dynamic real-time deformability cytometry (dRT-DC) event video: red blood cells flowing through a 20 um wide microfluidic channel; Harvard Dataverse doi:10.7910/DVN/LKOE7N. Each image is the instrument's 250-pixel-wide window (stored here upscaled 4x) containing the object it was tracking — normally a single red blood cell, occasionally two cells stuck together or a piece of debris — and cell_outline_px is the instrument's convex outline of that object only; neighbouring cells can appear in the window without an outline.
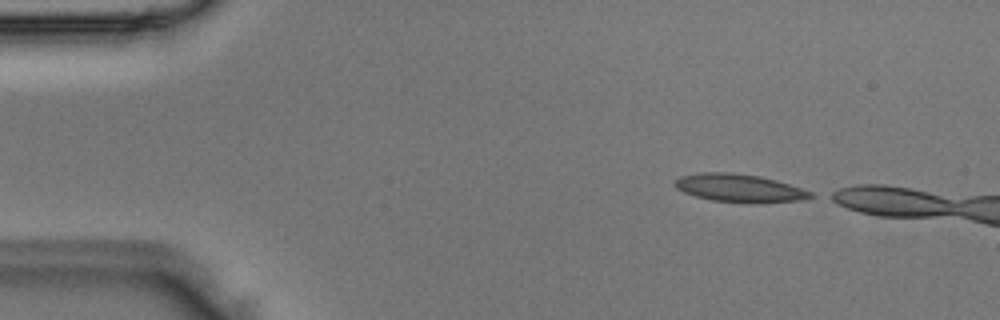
{"species": "Egyptian fruit bat (a non-hibernating species)", "species_latin": "Rousettus aegyptiacus", "temperature_condition": "room temperature", "stored_images_in_passage": 3, "camera_frame_rate_fps": 3000, "um_per_image_px": 0.085, "animal": {"sex": "male"}, "frame": {"image": 1, "passage_image": 1, "time_ms": 0.0, "image_size_px": [1000, 320], "cell_outline_px": [[816, 196], [800, 200], [756, 204], [752, 204], [712, 200], [696, 196], [684, 192], [676, 188], [676, 180], [680, 176], [700, 172], [732, 172], [760, 176], [776, 180], [812, 192]], "centroid_in_image_um": [62.87, 15.99], "position_along_channel_um": 22.1, "area_um2": 22.25}}